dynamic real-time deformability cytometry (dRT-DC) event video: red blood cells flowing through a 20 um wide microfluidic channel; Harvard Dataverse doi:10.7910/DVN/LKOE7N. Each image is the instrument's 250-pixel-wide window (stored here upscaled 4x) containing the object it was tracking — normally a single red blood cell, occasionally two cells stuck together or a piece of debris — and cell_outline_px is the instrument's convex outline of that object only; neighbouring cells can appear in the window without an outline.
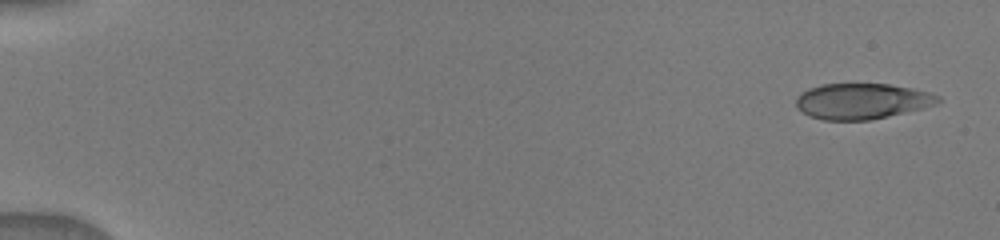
{"species": "human", "species_latin": "Homo sapiens", "temperature_condition": "warm", "stored_images_in_passage": 6, "camera_frame_rate_fps": 3000, "um_per_image_px": 0.085, "donor": {"sex": "male"}, "frame": {"image": 1, "passage_image": 1, "time_ms": 0.0, "image_size_px": [1000, 240], "cell_outline_px": [[940, 100], [936, 104], [888, 116], [868, 120], [824, 120], [808, 116], [796, 108], [796, 96], [800, 92], [808, 88], [820, 84], [888, 84], [912, 88], [928, 92], [940, 96]], "centroid_in_image_um": [73.19, 8.59], "position_along_channel_um": 11.8, "area_um2": 29.54}}
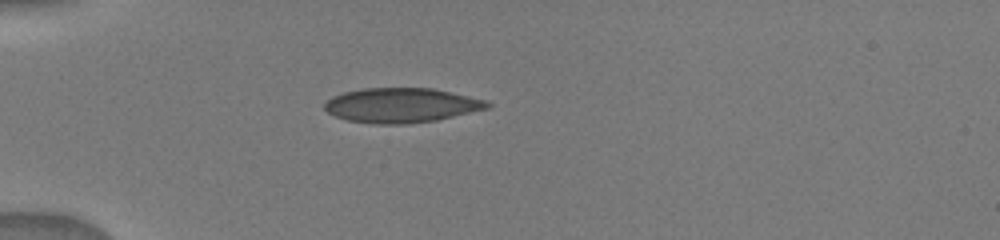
{"frame": {"image": 2, "passage_image": 5, "time_ms": 4.333, "image_size_px": [1000, 240], "cell_outline_px": [[492, 104], [488, 108], [436, 120], [404, 124], [372, 124], [348, 120], [336, 116], [328, 112], [324, 108], [324, 104], [332, 96], [344, 92], [364, 88], [432, 88], [488, 100]], "centroid_in_image_um": [34.12, 8.94], "position_along_channel_um": 50.9, "area_um2": 32.77}}